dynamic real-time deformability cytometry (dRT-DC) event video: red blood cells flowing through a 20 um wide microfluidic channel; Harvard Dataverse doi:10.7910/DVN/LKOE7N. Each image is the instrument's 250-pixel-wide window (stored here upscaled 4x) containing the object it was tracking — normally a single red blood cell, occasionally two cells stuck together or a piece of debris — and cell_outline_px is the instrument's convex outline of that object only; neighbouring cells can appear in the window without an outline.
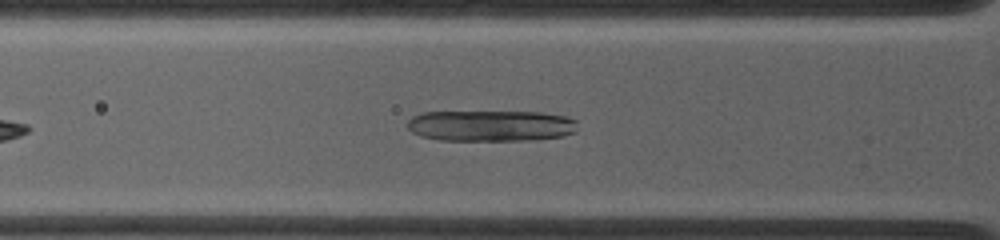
{"species": "common noctule bat (a hibernating species)", "species_latin": "Nyctalus noctula", "temperature_condition": "warm", "stored_images_in_passage": 34, "camera_frame_rate_fps": 4500, "um_per_image_px": 0.085, "animal": {"sex": "female", "body_mass_g": 19.0, "forearm_length_mm": 53.3}, "frame": {"image": 1, "passage_image": 2, "time_ms": 0.222, "image_size_px": [1000, 240], "cell_outline_px": [[576, 132], [564, 136], [536, 140], [440, 140], [420, 136], [412, 132], [408, 128], [408, 120], [412, 116], [420, 112], [540, 112], [568, 116], [576, 120]], "centroid_in_image_um": [41.74, 10.69], "position_along_channel_um": 84.1, "area_um2": 31.1}}
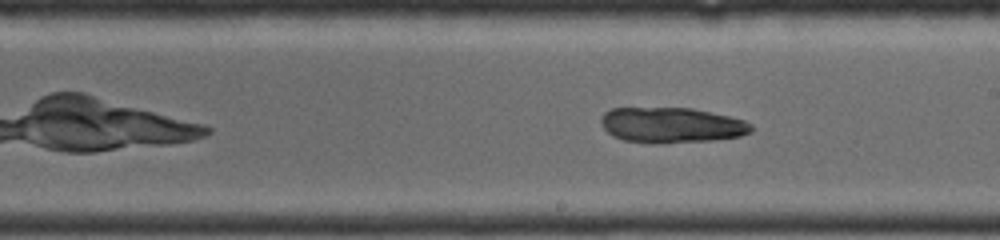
{"frame": {"image": 2, "passage_image": 19, "time_ms": 4.0, "image_size_px": [1000, 240], "cell_outline_px": [[752, 132], [740, 136], [712, 140], [660, 144], [624, 140], [612, 136], [600, 124], [600, 120], [604, 112], [612, 108], [692, 108], [728, 116], [744, 120], [752, 124]], "centroid_in_image_um": [57.06, 10.64], "position_along_channel_um": 231.9, "area_um2": 31.1}}
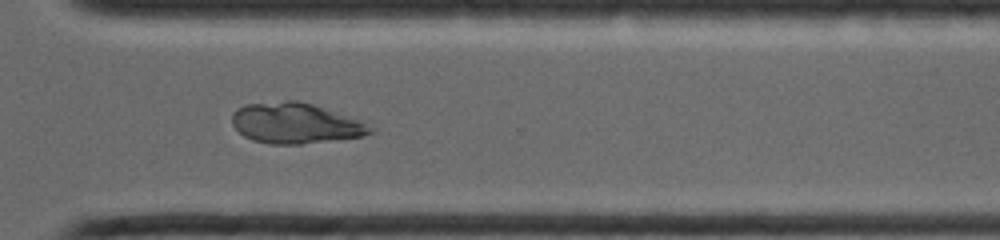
{"frame": {"image": 3, "passage_image": 32, "time_ms": 6.889, "image_size_px": [1000, 240], "cell_outline_px": [[376, 132], [364, 136], [300, 144], [272, 144], [252, 140], [244, 136], [232, 124], [232, 112], [236, 108], [244, 104], [288, 100], [296, 100], [312, 104], [360, 120], [376, 128]], "centroid_in_image_um": [25.12, 10.47], "position_along_channel_um": 345.5, "area_um2": 32.77}}